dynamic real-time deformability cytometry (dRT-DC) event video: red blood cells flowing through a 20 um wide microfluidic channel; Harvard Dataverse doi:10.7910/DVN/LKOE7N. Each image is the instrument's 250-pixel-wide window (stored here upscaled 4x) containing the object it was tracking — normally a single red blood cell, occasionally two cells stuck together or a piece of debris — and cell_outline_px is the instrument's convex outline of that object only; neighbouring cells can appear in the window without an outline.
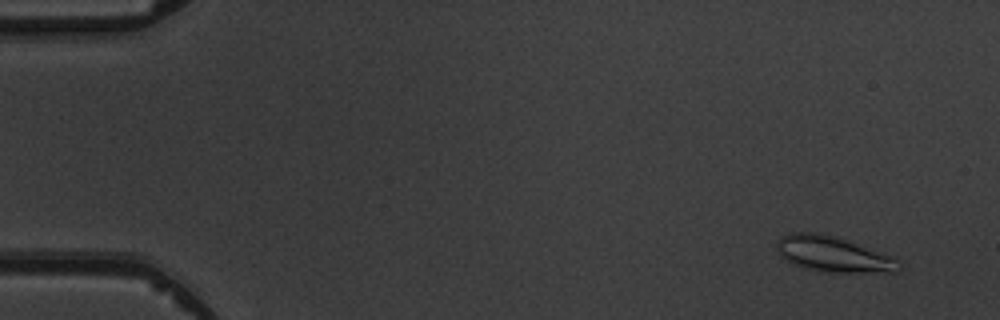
{"species": "common noctule bat (a hibernating species)", "species_latin": "Nyctalus noctula", "temperature_condition": "warm", "stored_images_in_passage": 5, "camera_frame_rate_fps": 3000, "um_per_image_px": 0.085, "animal": {"sex": "male", "body_mass_g": 19.5, "forearm_length_mm": 54.6}, "frame": {"image": 1, "passage_image": 1, "time_ms": 0.0, "image_size_px": [1000, 320], "cell_outline_px": [[904, 268], [900, 272], [824, 272], [804, 268], [784, 260], [780, 256], [776, 248], [776, 240], [792, 232], [812, 232], [836, 236], [896, 256], [904, 264]], "centroid_in_image_um": [70.92, 21.62], "position_along_channel_um": 14.1, "area_um2": 26.01}}
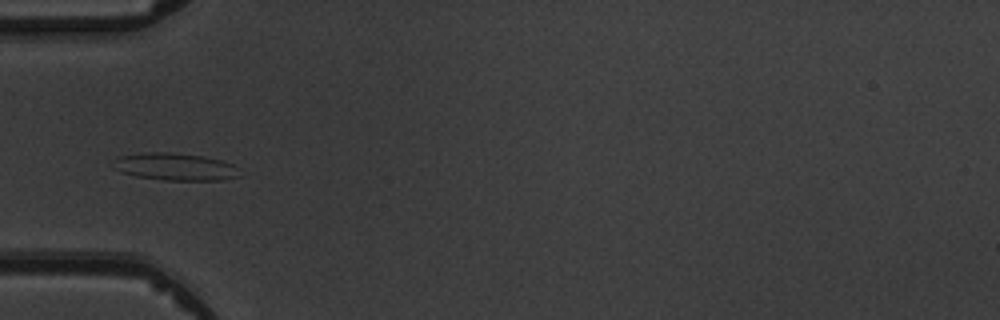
{"frame": {"image": 2, "passage_image": 5, "time_ms": 4.667, "image_size_px": [1000, 320], "cell_outline_px": [[240, 176], [220, 180], [164, 180], [136, 176], [120, 172], [112, 168], [112, 160], [120, 156], [144, 152], [168, 152], [204, 156], [220, 160], [232, 164]], "centroid_in_image_um": [14.8, 14.17], "position_along_channel_um": 70.2, "area_um2": 20.11}}